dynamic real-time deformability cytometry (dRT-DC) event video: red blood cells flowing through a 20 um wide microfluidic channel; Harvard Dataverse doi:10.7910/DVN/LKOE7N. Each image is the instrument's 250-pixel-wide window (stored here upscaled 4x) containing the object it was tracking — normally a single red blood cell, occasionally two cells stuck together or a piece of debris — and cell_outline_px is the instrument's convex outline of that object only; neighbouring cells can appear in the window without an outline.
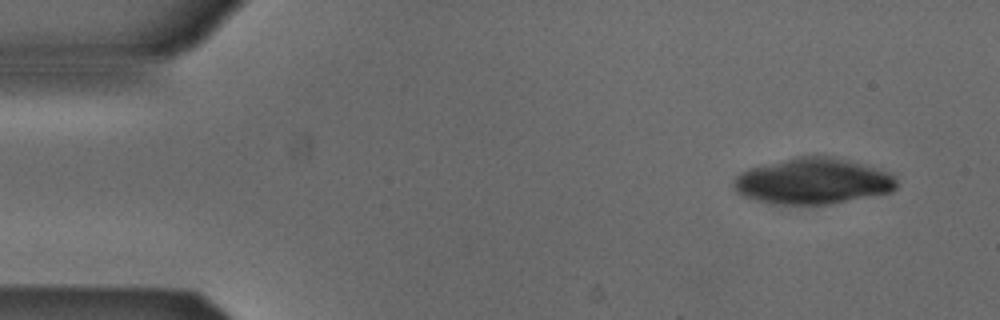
{"species": "Egyptian fruit bat (a non-hibernating species)", "species_latin": "Rousettus aegyptiacus", "temperature_condition": "cold", "stored_images_in_passage": 4, "camera_frame_rate_fps": 3000, "um_per_image_px": 0.085, "animal": {"sex": "male"}, "frame": {"image": 1, "passage_image": 1, "time_ms": 0.0, "image_size_px": [1000, 320], "cell_outline_px": [[896, 188], [892, 192], [832, 204], [768, 204], [744, 196], [736, 192], [732, 188], [732, 180], [740, 172], [748, 168], [796, 156], [832, 156], [880, 168], [892, 172], [896, 176]], "centroid_in_image_um": [69.1, 15.4], "position_along_channel_um": 15.9, "area_um2": 44.33}}